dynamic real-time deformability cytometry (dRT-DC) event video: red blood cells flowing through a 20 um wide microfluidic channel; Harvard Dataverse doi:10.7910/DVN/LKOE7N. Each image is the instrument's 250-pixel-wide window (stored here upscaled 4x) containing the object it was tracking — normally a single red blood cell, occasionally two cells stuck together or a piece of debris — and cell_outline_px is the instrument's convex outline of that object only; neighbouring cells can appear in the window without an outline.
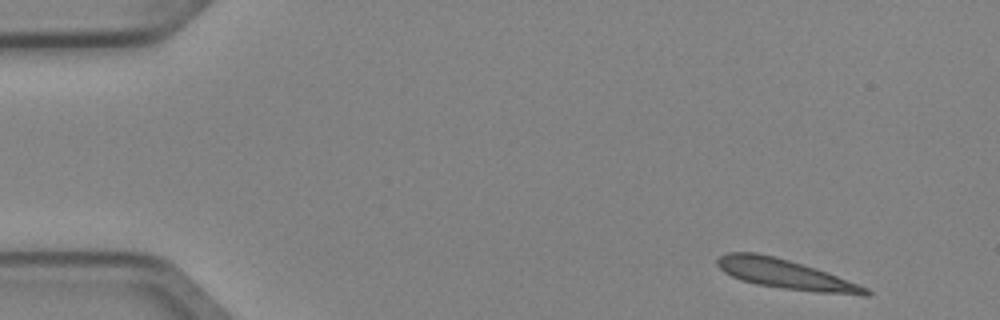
{"species": "Egyptian fruit bat (a non-hibernating species)", "species_latin": "Rousettus aegyptiacus", "temperature_condition": "cold", "stored_images_in_passage": 4, "camera_frame_rate_fps": 3000, "um_per_image_px": 0.085, "animal": {"sex": "female"}, "frame": {"image": 1, "passage_image": 1, "time_ms": 0.0, "image_size_px": [1000, 320], "cell_outline_px": [[872, 296], [864, 296], [816, 292], [784, 288], [756, 284], [740, 280], [724, 272], [716, 264], [716, 260], [720, 256], [728, 252], [756, 252], [788, 260], [816, 268], [828, 272], [860, 284], [868, 288], [872, 292]], "centroid_in_image_um": [66.82, 23.32], "position_along_channel_um": 18.2, "area_um2": 25.66}}
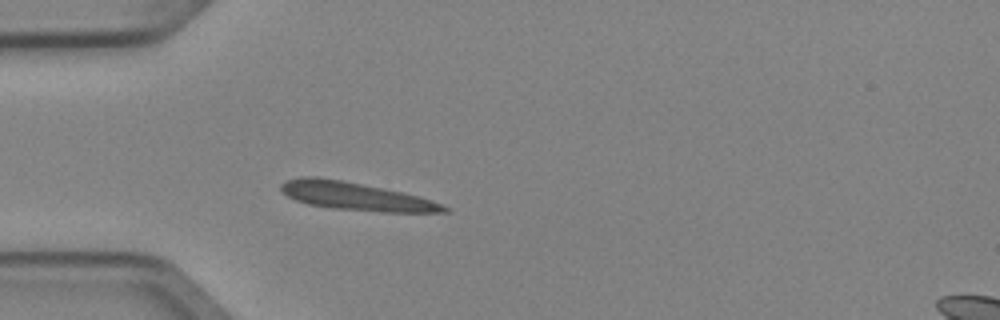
{"frame": {"image": 2, "passage_image": 4, "time_ms": 1.0, "image_size_px": [1000, 320], "cell_outline_px": [[448, 212], [384, 212], [332, 208], [308, 204], [296, 200], [288, 196], [280, 188], [280, 184], [288, 180], [304, 176], [316, 176], [344, 180], [400, 192], [416, 196], [440, 204], [448, 208]], "centroid_in_image_um": [30.17, 16.68], "position_along_channel_um": 54.8, "area_um2": 26.07}}